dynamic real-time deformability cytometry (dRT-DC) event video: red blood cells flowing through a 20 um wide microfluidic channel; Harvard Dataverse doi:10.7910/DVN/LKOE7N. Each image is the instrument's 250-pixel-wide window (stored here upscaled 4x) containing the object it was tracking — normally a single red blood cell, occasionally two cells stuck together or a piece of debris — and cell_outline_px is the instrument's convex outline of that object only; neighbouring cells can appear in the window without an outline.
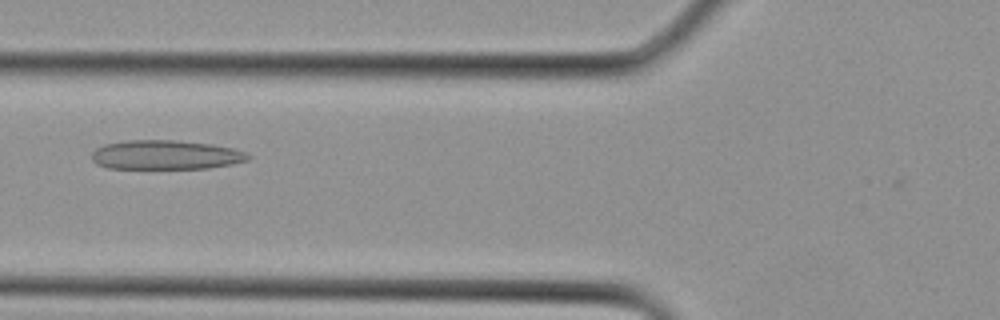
{"species": "Egyptian fruit bat (a non-hibernating species)", "species_latin": "Rousettus aegyptiacus", "temperature_condition": "cold", "stored_images_in_passage": 3, "camera_frame_rate_fps": 3000, "um_per_image_px": 0.085, "animal": {"sex": "female"}, "frame": {"image": 1, "passage_image": 3, "time_ms": 0.667, "image_size_px": [1000, 320], "cell_outline_px": [[252, 156], [248, 160], [232, 164], [208, 168], [108, 168], [96, 164], [92, 160], [92, 152], [96, 148], [104, 144], [128, 140], [176, 140], [212, 144], [232, 148], [244, 152]], "centroid_in_image_um": [14.07, 13.16], "position_along_channel_um": 111.7, "area_um2": 26.65}}